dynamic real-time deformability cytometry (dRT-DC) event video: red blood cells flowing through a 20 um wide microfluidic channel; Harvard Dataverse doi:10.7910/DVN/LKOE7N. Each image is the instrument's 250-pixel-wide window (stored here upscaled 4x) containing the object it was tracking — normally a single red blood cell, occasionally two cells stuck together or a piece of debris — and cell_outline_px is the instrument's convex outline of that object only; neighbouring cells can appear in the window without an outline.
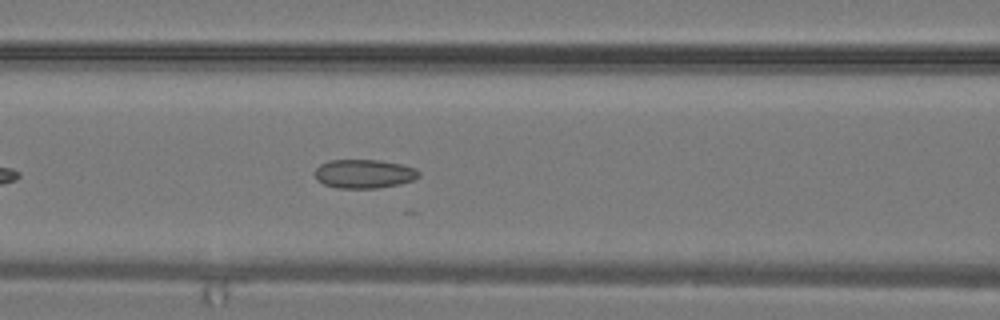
{"species": "common noctule bat (a hibernating species)", "species_latin": "Nyctalus noctula", "temperature_condition": "warm", "stored_images_in_passage": 30, "camera_frame_rate_fps": 3000, "um_per_image_px": 0.085, "animal": {"sex": "male", "body_mass_g": 19.2, "forearm_length_mm": 51.8}, "frame": {"image": 1, "passage_image": 13, "time_ms": 4.0, "image_size_px": [1000, 320], "cell_outline_px": [[420, 176], [412, 180], [400, 184], [376, 188], [336, 188], [324, 184], [316, 180], [316, 168], [320, 164], [328, 160], [380, 160], [400, 164], [416, 168], [420, 172]], "centroid_in_image_um": [30.95, 14.77], "position_along_channel_um": 135.7, "area_um2": 17.51}}
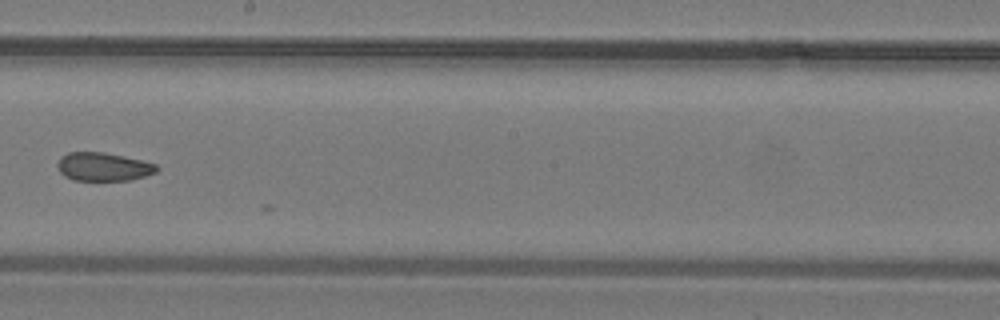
{"frame": {"image": 2, "passage_image": 18, "time_ms": 5.667, "image_size_px": [1000, 320], "cell_outline_px": [[160, 168], [156, 172], [132, 180], [72, 180], [64, 176], [60, 172], [56, 164], [60, 156], [68, 152], [104, 152], [124, 156], [156, 164]], "centroid_in_image_um": [8.76, 14.17], "position_along_channel_um": 239.4, "area_um2": 16.53}}
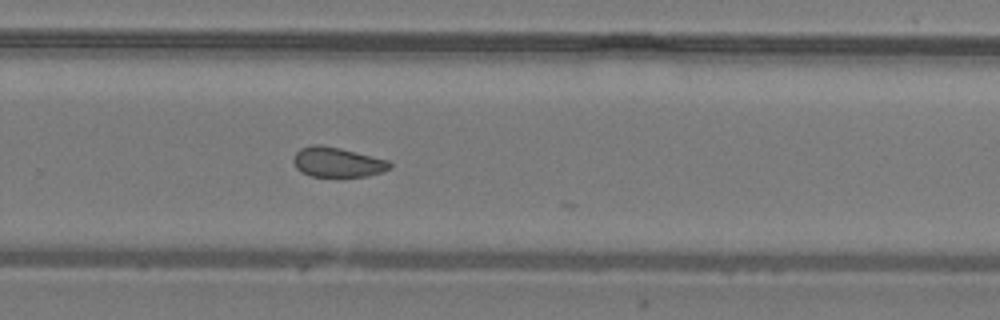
{"frame": {"image": 3, "passage_image": 21, "time_ms": 6.667, "image_size_px": [1000, 320], "cell_outline_px": [[392, 164], [388, 168], [380, 172], [368, 176], [312, 176], [300, 172], [296, 168], [292, 160], [296, 152], [300, 148], [312, 144], [320, 144], [340, 148], [388, 160]], "centroid_in_image_um": [28.62, 13.77], "position_along_channel_um": 301.2, "area_um2": 16.65}}